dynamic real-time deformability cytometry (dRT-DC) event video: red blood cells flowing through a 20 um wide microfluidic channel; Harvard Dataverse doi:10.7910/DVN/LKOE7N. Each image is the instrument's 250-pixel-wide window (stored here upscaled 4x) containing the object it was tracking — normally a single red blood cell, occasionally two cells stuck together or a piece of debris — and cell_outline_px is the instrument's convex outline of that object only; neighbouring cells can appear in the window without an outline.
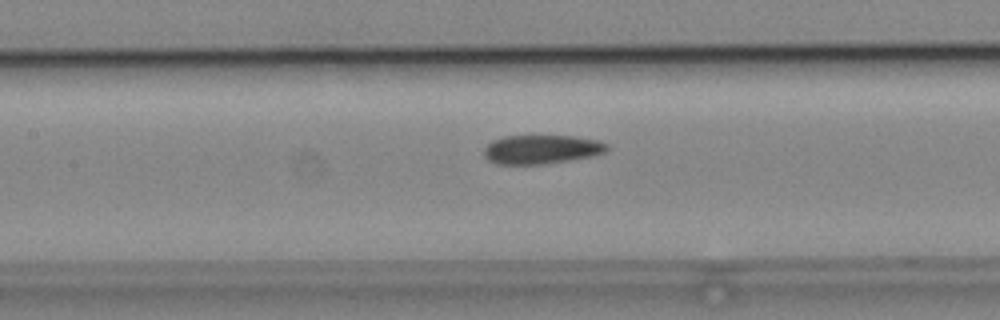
{"species": "common noctule bat (a hibernating species)", "species_latin": "Nyctalus noctula", "temperature_condition": "cold", "stored_images_in_passage": 35, "camera_frame_rate_fps": 3000, "um_per_image_px": 0.085, "animal": {"sex": "male", "body_mass_g": 19.2, "forearm_length_mm": 51.8}, "frame": {"image": 1, "passage_image": 12, "time_ms": 3.667, "image_size_px": [1000, 320], "cell_outline_px": [[608, 148], [604, 152], [596, 156], [544, 164], [496, 164], [488, 160], [484, 156], [484, 148], [492, 140], [504, 136], [576, 136], [600, 140], [608, 144]], "centroid_in_image_um": [46.05, 12.7], "position_along_channel_um": 161.3, "area_um2": 20.98}}
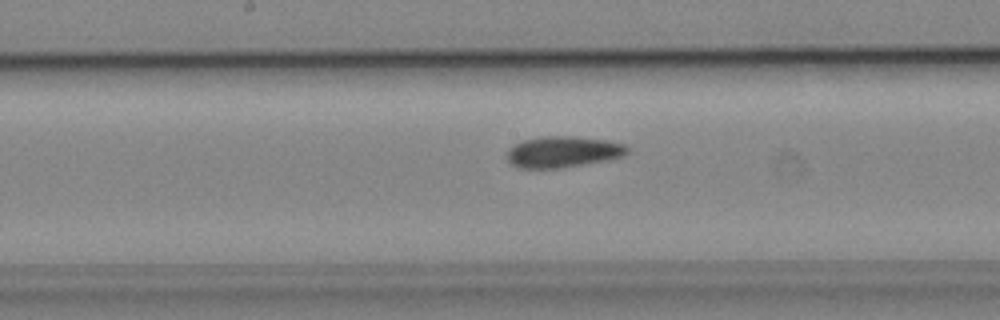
{"frame": {"image": 2, "passage_image": 15, "time_ms": 4.667, "image_size_px": [1000, 320], "cell_outline_px": [[628, 152], [624, 156], [608, 160], [560, 168], [520, 168], [512, 164], [508, 160], [508, 148], [524, 140], [544, 136], [572, 136], [608, 140], [624, 144], [628, 148]], "centroid_in_image_um": [47.88, 12.9], "position_along_channel_um": 200.3, "area_um2": 21.79}}
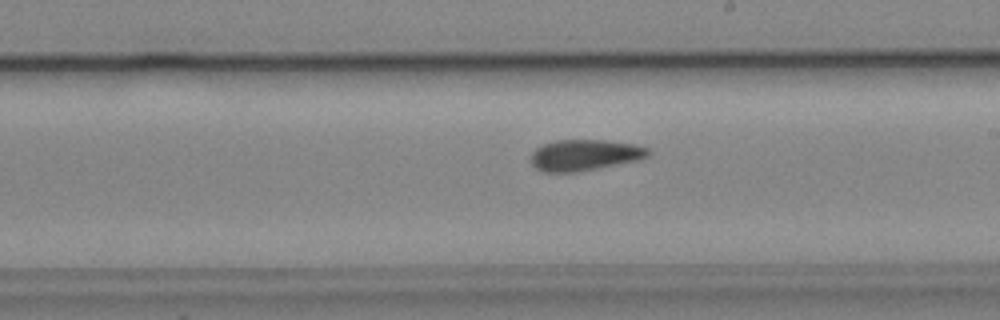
{"frame": {"image": 3, "passage_image": 18, "time_ms": 5.667, "image_size_px": [1000, 320], "cell_outline_px": [[652, 152], [648, 156], [640, 160], [576, 172], [544, 172], [536, 168], [532, 164], [532, 152], [536, 148], [544, 144], [556, 140], [608, 140], [636, 144], [648, 148]], "centroid_in_image_um": [49.74, 13.17], "position_along_channel_um": 239.3, "area_um2": 21.33}}